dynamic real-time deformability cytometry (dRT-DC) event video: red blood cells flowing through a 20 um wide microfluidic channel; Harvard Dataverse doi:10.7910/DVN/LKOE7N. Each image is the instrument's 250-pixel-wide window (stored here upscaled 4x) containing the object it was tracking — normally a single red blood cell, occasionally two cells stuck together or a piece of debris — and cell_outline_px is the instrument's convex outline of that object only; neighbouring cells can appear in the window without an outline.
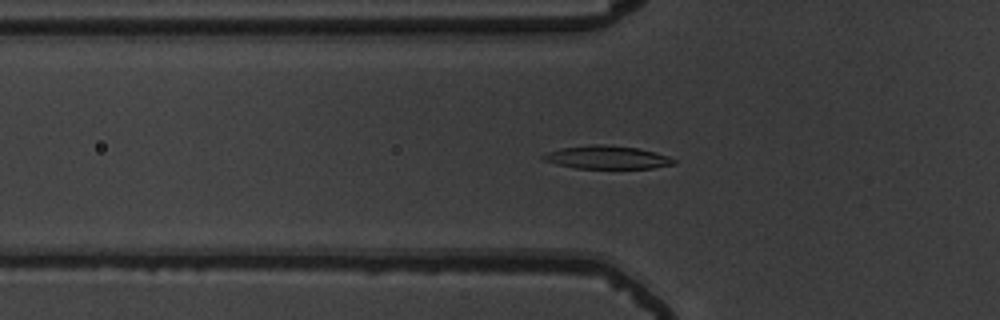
{"species": "common noctule bat (a hibernating species)", "species_latin": "Nyctalus noctula", "temperature_condition": "warm", "stored_images_in_passage": 55, "camera_frame_rate_fps": 3000, "um_per_image_px": 0.085, "animal": {"sex": "male", "body_mass_g": 19.5, "forearm_length_mm": 54.6}, "frame": {"image": 1, "passage_image": 20, "time_ms": 6.333, "image_size_px": [1000, 320], "cell_outline_px": [[676, 164], [652, 168], [576, 168], [556, 164], [544, 160], [540, 156], [548, 152], [560, 148], [592, 144], [604, 144], [636, 148], [656, 152], [668, 156], [676, 160]], "centroid_in_image_um": [51.6, 13.37], "position_along_channel_um": 74.2, "area_um2": 17.57}}
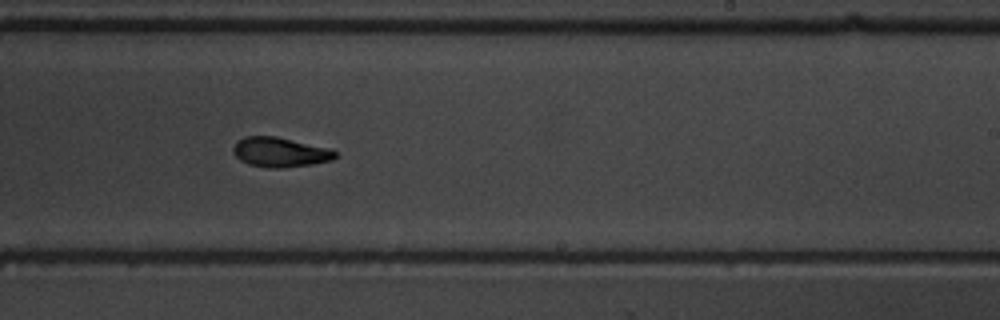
{"frame": {"image": 2, "passage_image": 35, "time_ms": 11.333, "image_size_px": [1000, 320], "cell_outline_px": [[336, 156], [332, 160], [312, 164], [280, 168], [268, 168], [248, 164], [240, 160], [232, 152], [232, 148], [236, 140], [244, 136], [276, 136], [332, 148], [336, 152]], "centroid_in_image_um": [23.78, 12.92], "position_along_channel_um": 265.2, "area_um2": 17.92}}
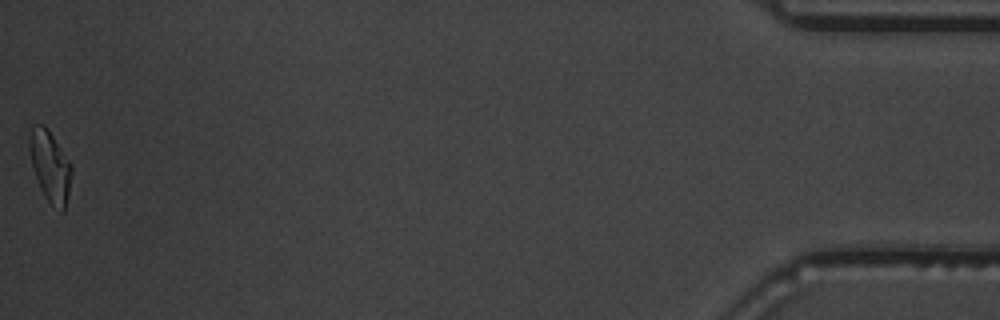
{"frame": {"image": 3, "passage_image": 55, "time_ms": 18.0, "image_size_px": [1000, 320], "cell_outline_px": [[72, 172], [64, 212], [60, 212], [48, 200], [40, 188], [32, 164], [28, 148], [28, 136], [32, 124], [44, 124], [48, 128], [72, 164]], "centroid_in_image_um": [4.25, 14.06], "position_along_channel_um": 431.0, "area_um2": 17.51}, "authors_computed_cell_mechanics": {"area_um2": 17.6868, "velocity_mm_per_s": 3.8217, "shape_relaxation_time_tau1_ms": 3.7217, "shape_relaxation_time_tau2_ms": 2.5652, "deformation_change_tau1": 0.1511, "deformation_change_tau2": 0.086}}